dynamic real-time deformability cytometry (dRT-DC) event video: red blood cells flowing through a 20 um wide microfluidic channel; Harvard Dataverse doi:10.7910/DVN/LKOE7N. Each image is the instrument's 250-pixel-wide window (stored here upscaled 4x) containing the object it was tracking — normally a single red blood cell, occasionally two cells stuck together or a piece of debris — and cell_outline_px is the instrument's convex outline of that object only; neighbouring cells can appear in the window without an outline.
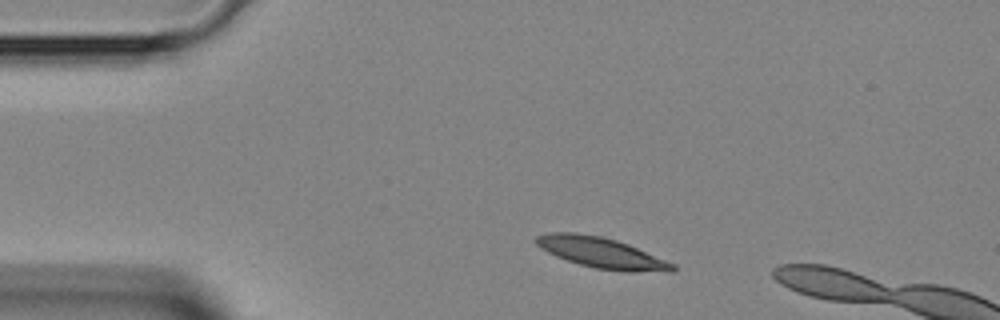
{"species": "Egyptian fruit bat (a non-hibernating species)", "species_latin": "Rousettus aegyptiacus", "temperature_condition": "room temperature", "stored_images_in_passage": 5, "camera_frame_rate_fps": 3000, "um_per_image_px": 0.085, "animal": {"sex": "female"}, "frame": {"image": 1, "passage_image": 1, "time_ms": 0.0, "image_size_px": [1000, 320], "cell_outline_px": [[676, 272], [624, 272], [596, 268], [580, 264], [556, 256], [540, 248], [532, 240], [536, 236], [548, 232], [576, 232], [600, 236], [616, 240], [628, 244], [676, 264]], "centroid_in_image_um": [51.15, 21.49], "position_along_channel_um": 33.9, "area_um2": 24.62}}